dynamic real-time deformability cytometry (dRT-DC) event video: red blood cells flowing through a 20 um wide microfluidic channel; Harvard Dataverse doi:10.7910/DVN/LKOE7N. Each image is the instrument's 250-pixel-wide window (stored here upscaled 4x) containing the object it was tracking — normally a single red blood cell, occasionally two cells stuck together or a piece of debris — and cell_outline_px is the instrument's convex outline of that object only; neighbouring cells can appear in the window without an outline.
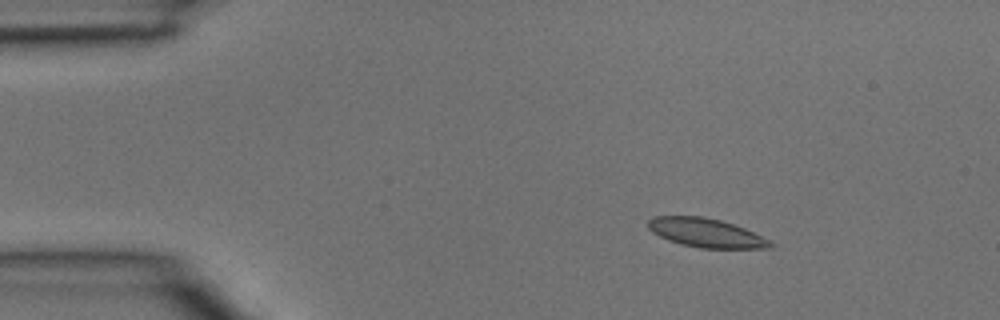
{"species": "common noctule bat (a hibernating species)", "species_latin": "Nyctalus noctula", "temperature_condition": "room temperature", "stored_images_in_passage": 4, "camera_frame_rate_fps": 3000, "um_per_image_px": 0.085, "animal": {"sex": "male", "body_mass_g": 15.6}, "frame": {"image": 1, "passage_image": 2, "time_ms": 0.333, "image_size_px": [1000, 320], "cell_outline_px": [[776, 244], [772, 248], [700, 248], [680, 244], [668, 240], [652, 232], [648, 228], [648, 220], [652, 216], [700, 216], [720, 220], [744, 228], [772, 240]], "centroid_in_image_um": [60.04, 19.8], "position_along_channel_um": 25.0, "area_um2": 20.69}}
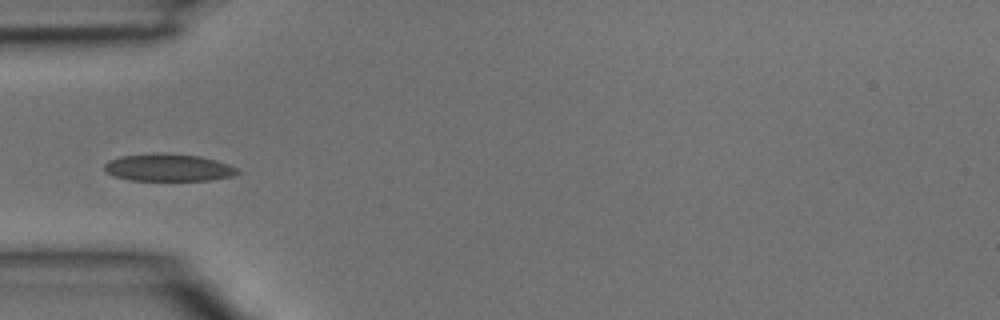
{"frame": {"image": 2, "passage_image": 4, "time_ms": 1.0, "image_size_px": [1000, 320], "cell_outline_px": [[240, 172], [232, 176], [212, 180], [128, 180], [112, 176], [104, 172], [104, 164], [108, 160], [120, 156], [156, 152], [164, 152], [200, 156], [216, 160], [228, 164], [236, 168]], "centroid_in_image_um": [14.25, 14.23], "position_along_channel_um": 70.7, "area_um2": 21.56}}